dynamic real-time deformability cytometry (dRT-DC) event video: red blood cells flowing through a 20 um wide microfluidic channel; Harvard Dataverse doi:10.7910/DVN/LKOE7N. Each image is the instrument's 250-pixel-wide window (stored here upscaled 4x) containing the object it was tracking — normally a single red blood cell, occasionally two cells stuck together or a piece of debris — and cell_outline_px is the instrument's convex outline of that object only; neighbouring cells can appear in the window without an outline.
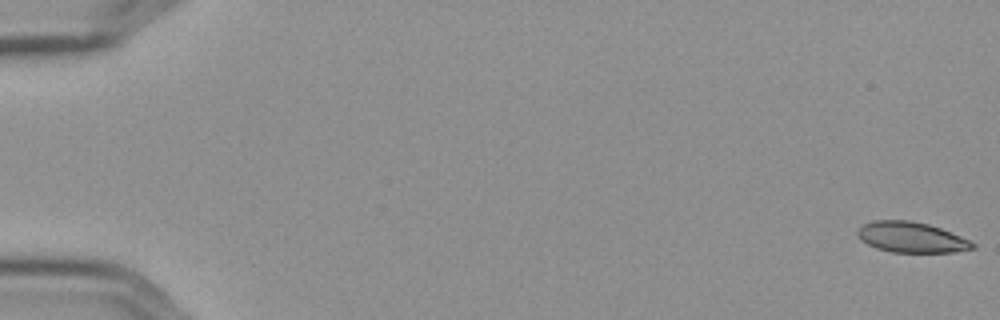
{"species": "Egyptian fruit bat (a non-hibernating species)", "species_latin": "Rousettus aegyptiacus", "temperature_condition": "cold", "stored_images_in_passage": 57, "camera_frame_rate_fps": 3000, "um_per_image_px": 0.085, "frame": {"image": 1, "passage_image": 1, "time_ms": 0.0, "image_size_px": [1000, 320], "cell_outline_px": [[976, 248], [952, 252], [892, 252], [876, 248], [860, 240], [856, 232], [864, 224], [872, 220], [912, 220], [928, 224], [940, 228], [960, 236], [976, 244]], "centroid_in_image_um": [77.45, 20.16], "position_along_channel_um": 7.6, "area_um2": 20.4}}
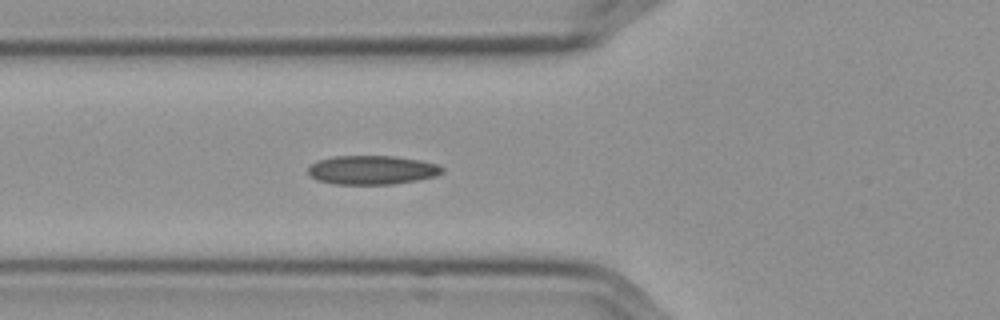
{"frame": {"image": 2, "passage_image": 22, "time_ms": 7.0, "image_size_px": [1000, 320], "cell_outline_px": [[444, 172], [436, 176], [416, 180], [392, 184], [332, 184], [316, 180], [308, 172], [308, 168], [316, 160], [332, 156], [396, 156], [420, 160], [440, 164], [444, 168]], "centroid_in_image_um": [31.64, 14.44], "position_along_channel_um": 94.2, "area_um2": 22.83}}
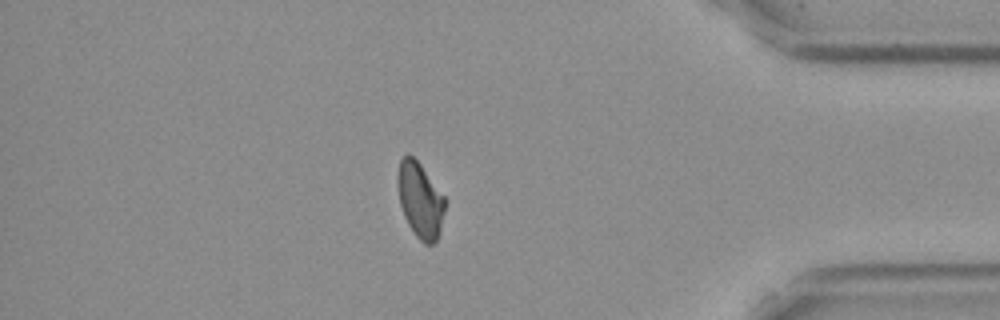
{"frame": {"image": 3, "passage_image": 50, "time_ms": 16.333, "image_size_px": [1000, 320], "cell_outline_px": [[444, 212], [440, 228], [436, 240], [432, 244], [424, 244], [416, 236], [408, 224], [404, 216], [400, 204], [396, 180], [396, 176], [400, 160], [408, 152], [420, 164], [444, 196]], "centroid_in_image_um": [35.67, 16.98], "position_along_channel_um": 399.5, "area_um2": 20.58}, "authors_computed_cell_mechanics": {"area_um2": 21.5016, "velocity_mm_per_s": 3.5897, "shape_relaxation_time_tau1_ms": null, "shape_relaxation_time_tau2_ms": 3.5743, "deformation_change_tau1": null, "deformation_change_tau2": 0.0847}}